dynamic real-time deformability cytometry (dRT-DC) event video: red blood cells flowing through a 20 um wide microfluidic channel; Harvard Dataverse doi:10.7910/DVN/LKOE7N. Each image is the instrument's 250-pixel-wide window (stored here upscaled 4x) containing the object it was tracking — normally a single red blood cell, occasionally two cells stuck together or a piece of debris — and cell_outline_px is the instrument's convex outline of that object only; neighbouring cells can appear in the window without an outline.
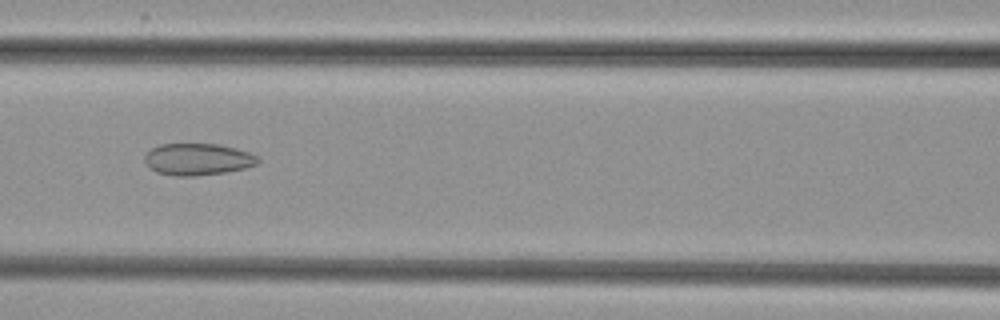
{"species": "common noctule bat (a hibernating species)", "species_latin": "Nyctalus noctula", "temperature_condition": "cold", "stored_images_in_passage": 52, "camera_frame_rate_fps": 3000, "um_per_image_px": 0.085, "animal": {"sex": "female", "body_mass_g": 29.2, "forearm_length_mm": 56.3}, "frame": {"image": 1, "passage_image": 24, "time_ms": 7.667, "image_size_px": [1000, 320], "cell_outline_px": [[260, 160], [256, 164], [244, 168], [224, 172], [196, 176], [176, 176], [156, 172], [148, 168], [144, 160], [144, 156], [152, 148], [160, 144], [220, 144], [236, 148], [260, 156]], "centroid_in_image_um": [16.8, 13.54], "position_along_channel_um": 149.8, "area_um2": 21.1}}
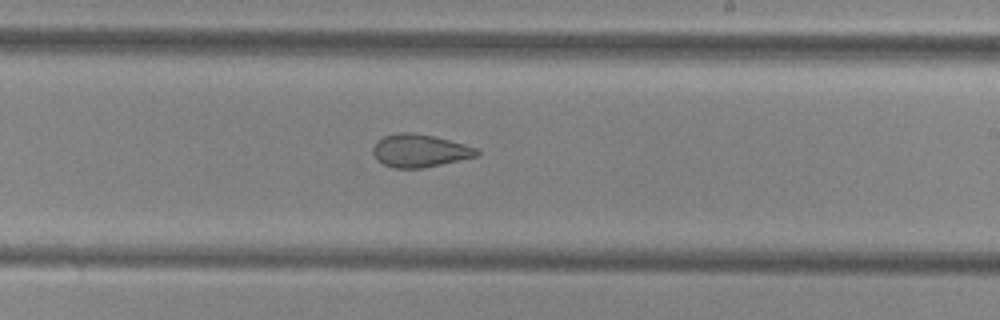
{"frame": {"image": 2, "passage_image": 32, "time_ms": 10.333, "image_size_px": [1000, 320], "cell_outline_px": [[480, 156], [424, 168], [392, 168], [376, 160], [372, 152], [372, 148], [376, 140], [384, 136], [396, 132], [412, 132], [432, 136], [464, 144], [476, 148], [480, 152]], "centroid_in_image_um": [35.65, 12.81], "position_along_channel_um": 253.3, "area_um2": 20.11}}
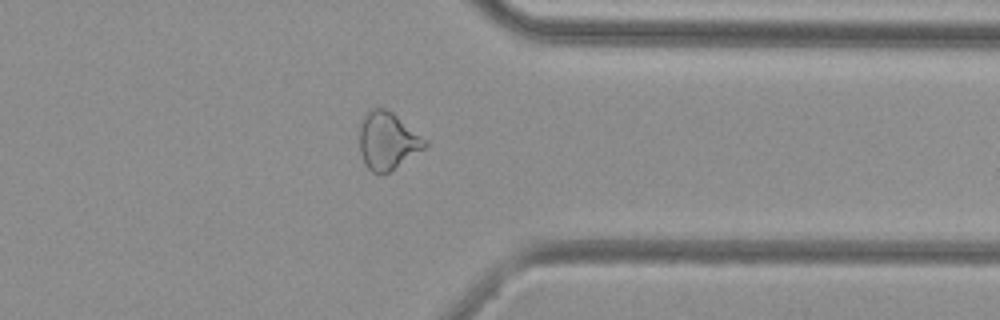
{"frame": {"image": 3, "passage_image": 42, "time_ms": 13.667, "image_size_px": [1000, 320], "cell_outline_px": [[428, 144], [424, 148], [388, 172], [372, 172], [364, 164], [360, 152], [360, 120], [372, 108], [384, 108], [392, 112], [428, 140]], "centroid_in_image_um": [32.93, 11.94], "position_along_channel_um": 378.5, "area_um2": 21.62}}